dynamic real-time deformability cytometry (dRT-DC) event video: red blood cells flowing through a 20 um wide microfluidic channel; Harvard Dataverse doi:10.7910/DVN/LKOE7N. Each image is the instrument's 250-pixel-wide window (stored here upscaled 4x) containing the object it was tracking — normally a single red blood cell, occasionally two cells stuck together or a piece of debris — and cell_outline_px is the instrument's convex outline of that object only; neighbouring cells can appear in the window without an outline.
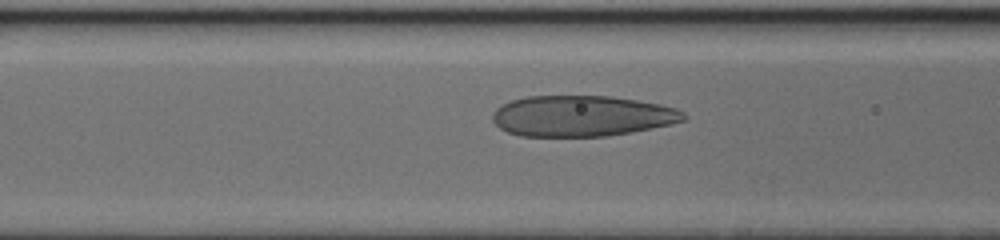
{"species": "human", "species_latin": "Homo sapiens", "temperature_condition": "cold", "stored_images_in_passage": 28, "camera_frame_rate_fps": 3000, "um_per_image_px": 0.085, "donor": {"sex": "female"}, "frame": {"image": 1, "passage_image": 7, "time_ms": 2.0, "image_size_px": [1000, 240], "cell_outline_px": [[688, 116], [684, 120], [672, 124], [632, 132], [608, 136], [520, 136], [508, 132], [500, 128], [492, 120], [492, 112], [496, 108], [512, 100], [528, 96], [612, 96], [660, 104], [676, 108], [684, 112]], "centroid_in_image_um": [49.47, 9.86], "position_along_channel_um": 117.1, "area_um2": 45.6}}
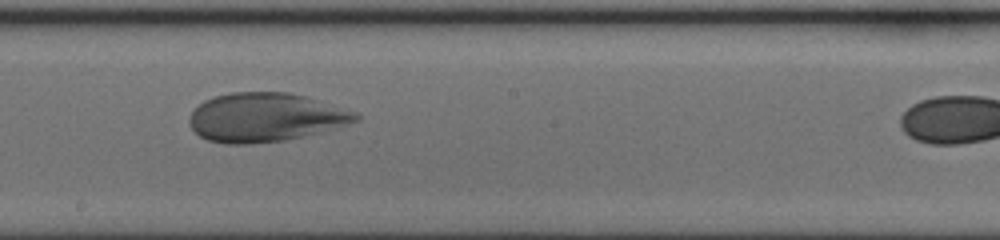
{"frame": {"image": 2, "passage_image": 15, "time_ms": 4.667, "image_size_px": [1000, 240], "cell_outline_px": [[360, 120], [336, 128], [320, 132], [284, 140], [248, 144], [224, 144], [208, 140], [200, 136], [192, 128], [188, 120], [192, 112], [204, 100], [228, 92], [288, 92], [320, 100], [356, 112], [360, 116]], "centroid_in_image_um": [22.56, 9.97], "position_along_channel_um": 225.6, "area_um2": 47.28}}
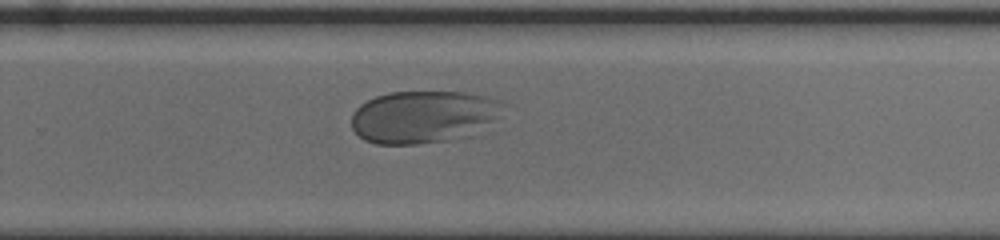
{"frame": {"image": 3, "passage_image": 20, "time_ms": 6.333, "image_size_px": [1000, 240], "cell_outline_px": [[508, 104], [492, 120], [472, 136], [448, 140], [416, 144], [376, 144], [364, 140], [352, 128], [352, 112], [360, 104], [376, 96], [388, 92], [464, 92], [488, 96], [500, 100]], "centroid_in_image_um": [35.99, 9.92], "position_along_channel_um": 293.8, "area_um2": 46.59}}